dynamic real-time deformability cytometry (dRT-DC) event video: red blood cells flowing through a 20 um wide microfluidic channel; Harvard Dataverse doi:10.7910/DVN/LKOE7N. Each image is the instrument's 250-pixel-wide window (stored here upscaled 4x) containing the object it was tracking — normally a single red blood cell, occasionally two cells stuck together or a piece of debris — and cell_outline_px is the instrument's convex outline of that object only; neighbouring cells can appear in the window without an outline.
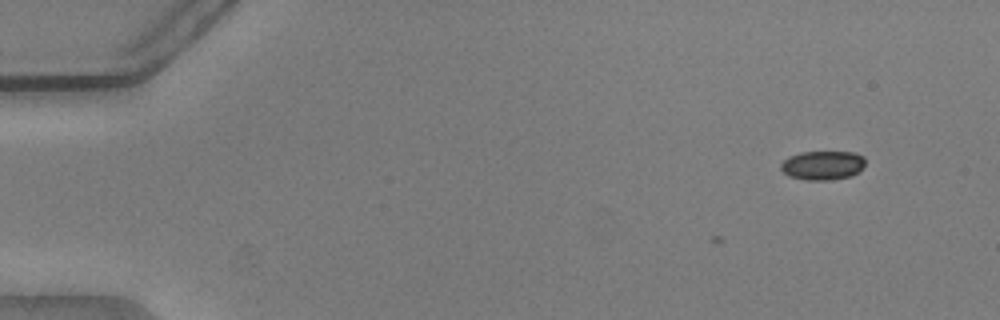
{"species": "common noctule bat (a hibernating species)", "species_latin": "Nyctalus noctula", "temperature_condition": "warm", "stored_images_in_passage": 3, "camera_frame_rate_fps": 3000, "um_per_image_px": 0.085, "animal": {"sex": "male", "body_mass_g": 20.5, "forearm_length_mm": 52.5}, "frame": {"image": 1, "passage_image": 1, "time_ms": 0.0, "image_size_px": [1000, 320], "cell_outline_px": [[864, 164], [852, 176], [828, 180], [808, 180], [788, 176], [780, 168], [780, 164], [788, 156], [800, 152], [856, 152], [864, 156]], "centroid_in_image_um": [69.9, 14.04], "position_along_channel_um": 15.1, "area_um2": 14.28}}